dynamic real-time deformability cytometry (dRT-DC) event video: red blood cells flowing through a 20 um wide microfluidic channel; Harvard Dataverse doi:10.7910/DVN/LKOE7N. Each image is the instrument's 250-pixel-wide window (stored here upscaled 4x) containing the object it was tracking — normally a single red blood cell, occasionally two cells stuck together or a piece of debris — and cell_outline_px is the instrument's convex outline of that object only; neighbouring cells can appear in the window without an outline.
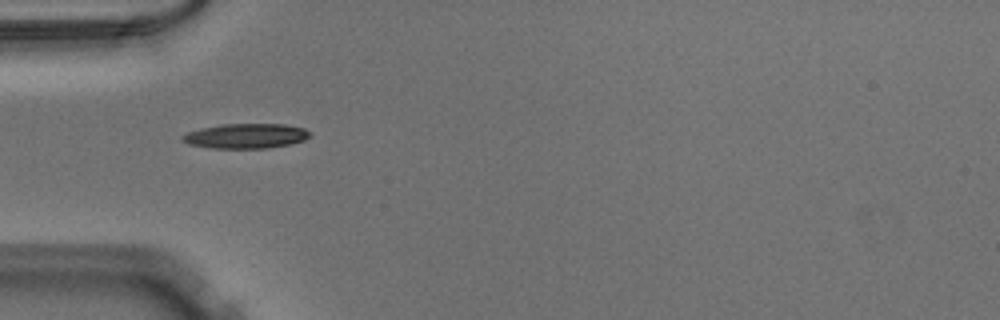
{"species": "Egyptian fruit bat (a non-hibernating species)", "species_latin": "Rousettus aegyptiacus", "temperature_condition": "warm", "stored_images_in_passage": 7, "camera_frame_rate_fps": 3000, "um_per_image_px": 0.085, "animal": {"sex": "male"}, "frame": {"image": 1, "passage_image": 2, "time_ms": 0.333, "image_size_px": [1000, 320], "cell_outline_px": [[312, 136], [304, 140], [292, 144], [268, 148], [212, 148], [188, 144], [180, 136], [188, 132], [200, 128], [224, 124], [284, 124], [304, 128], [312, 132]], "centroid_in_image_um": [20.96, 11.56], "position_along_channel_um": 64.0, "area_um2": 18.55}}
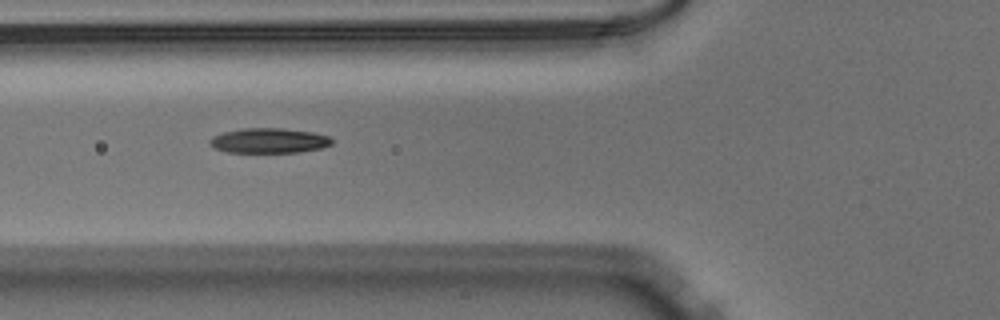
{"frame": {"image": 2, "passage_image": 5, "time_ms": 1.333, "image_size_px": [1000, 320], "cell_outline_px": [[332, 144], [320, 148], [300, 152], [224, 152], [212, 148], [208, 144], [208, 140], [212, 136], [224, 132], [240, 128], [280, 128], [312, 132], [328, 136], [332, 140]], "centroid_in_image_um": [22.78, 11.95], "position_along_channel_um": 103.0, "area_um2": 17.86}}